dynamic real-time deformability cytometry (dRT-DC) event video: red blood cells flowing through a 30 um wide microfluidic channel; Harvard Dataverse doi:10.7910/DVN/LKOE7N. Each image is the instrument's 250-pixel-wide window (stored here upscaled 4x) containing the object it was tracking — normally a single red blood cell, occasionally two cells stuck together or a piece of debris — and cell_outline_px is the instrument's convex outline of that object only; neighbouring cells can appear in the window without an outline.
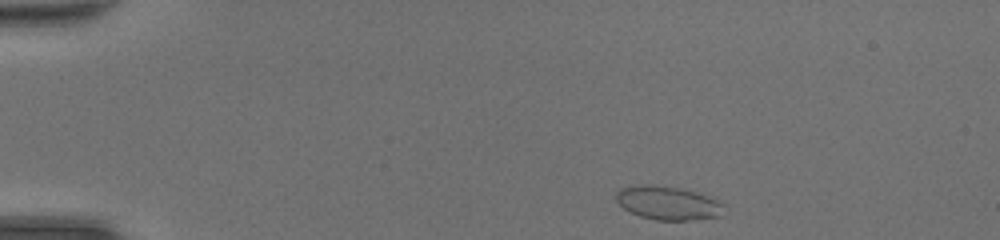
{"species": "common noctule bat (a hibernating species)", "species_latin": "Nyctalus noctula", "temperature_condition": "room temperature", "stored_images_in_passage": 41, "camera_frame_rate_fps": 3000, "um_per_image_px": 0.085, "animal": {"sex": "female", "body_mass_g": 20.0, "forearm_length_mm": 54.0}, "frame": {"image": 1, "passage_image": 1, "time_ms": 0.0, "image_size_px": [1000, 240], "cell_outline_px": [[724, 204], [720, 216], [688, 220], [656, 220], [640, 216], [624, 208], [616, 200], [616, 192], [620, 188], [640, 184], [652, 184], [684, 188], [720, 200]], "centroid_in_image_um": [56.77, 17.23], "position_along_channel_um": 28.2, "area_um2": 21.21}}
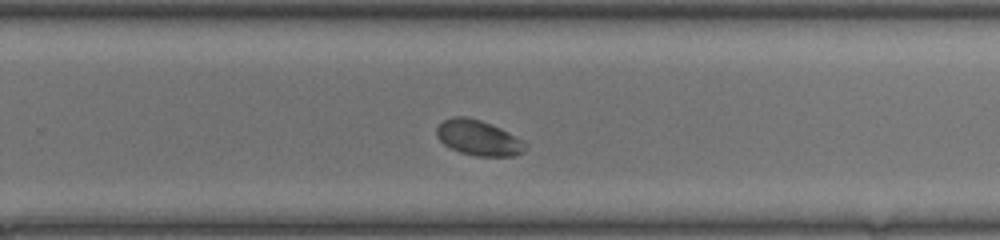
{"frame": {"image": 2, "passage_image": 25, "time_ms": 8.0, "image_size_px": [1000, 240], "cell_outline_px": [[524, 152], [516, 156], [476, 156], [460, 152], [444, 144], [436, 136], [436, 128], [444, 120], [452, 116], [464, 116], [480, 120], [492, 124], [524, 140]], "centroid_in_image_um": [40.66, 11.71], "position_along_channel_um": 289.1, "area_um2": 18.21}}
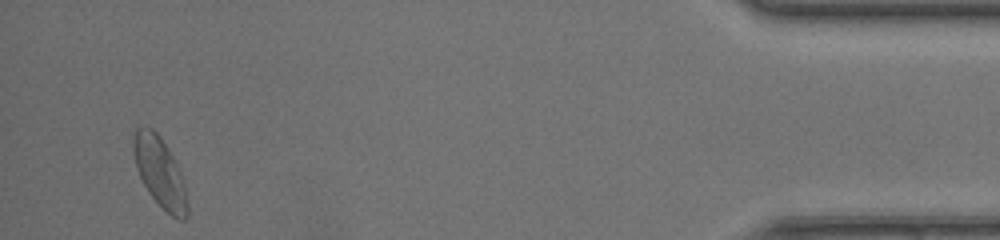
{"frame": {"image": 3, "passage_image": 39, "time_ms": 12.667, "image_size_px": [1000, 240], "cell_outline_px": [[188, 216], [184, 220], [180, 220], [172, 216], [148, 192], [136, 168], [132, 152], [132, 132], [136, 128], [144, 124], [152, 128], [160, 136], [168, 148], [180, 172], [188, 204]], "centroid_in_image_um": [13.54, 14.57], "position_along_channel_um": 421.7, "area_um2": 21.96}, "authors_computed_cell_mechanics": {"area_um2": 18.8428, "velocity_mm_per_s": 4.3214, "shape_relaxation_time_tau1_ms": 2.3982, "shape_relaxation_time_tau2_ms": null, "deformation_change_tau1": 0.1373, "deformation_change_tau2": null}}